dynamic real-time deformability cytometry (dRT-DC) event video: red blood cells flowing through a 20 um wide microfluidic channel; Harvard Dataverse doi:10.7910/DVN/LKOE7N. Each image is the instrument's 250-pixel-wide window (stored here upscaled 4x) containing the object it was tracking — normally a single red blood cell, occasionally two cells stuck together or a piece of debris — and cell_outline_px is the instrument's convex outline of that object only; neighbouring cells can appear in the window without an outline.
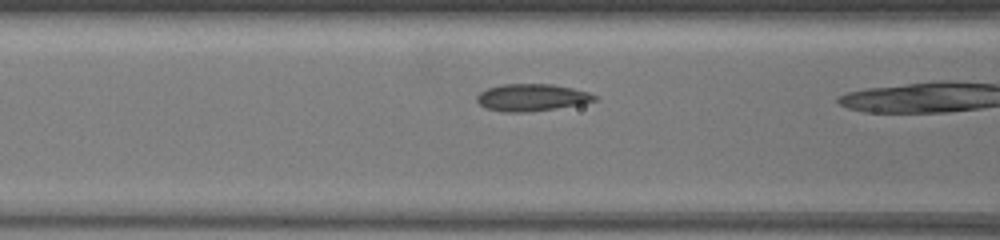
{"species": "common noctule bat (a hibernating species)", "species_latin": "Nyctalus noctula", "temperature_condition": "warm", "stored_images_in_passage": 10, "camera_frame_rate_fps": 3000, "um_per_image_px": 0.085, "animal": {"sex": "female", "body_mass_g": 19.5, "forearm_length_mm": 54.1}, "frame": {"image": 1, "passage_image": 9, "time_ms": 2.667, "image_size_px": [1000, 240], "cell_outline_px": [[600, 96], [596, 100], [580, 104], [556, 108], [528, 112], [500, 112], [484, 108], [476, 100], [476, 96], [480, 92], [488, 88], [500, 84], [552, 84], [572, 88], [588, 92]], "centroid_in_image_um": [45.17, 8.29], "position_along_channel_um": 121.4, "area_um2": 18.73}}